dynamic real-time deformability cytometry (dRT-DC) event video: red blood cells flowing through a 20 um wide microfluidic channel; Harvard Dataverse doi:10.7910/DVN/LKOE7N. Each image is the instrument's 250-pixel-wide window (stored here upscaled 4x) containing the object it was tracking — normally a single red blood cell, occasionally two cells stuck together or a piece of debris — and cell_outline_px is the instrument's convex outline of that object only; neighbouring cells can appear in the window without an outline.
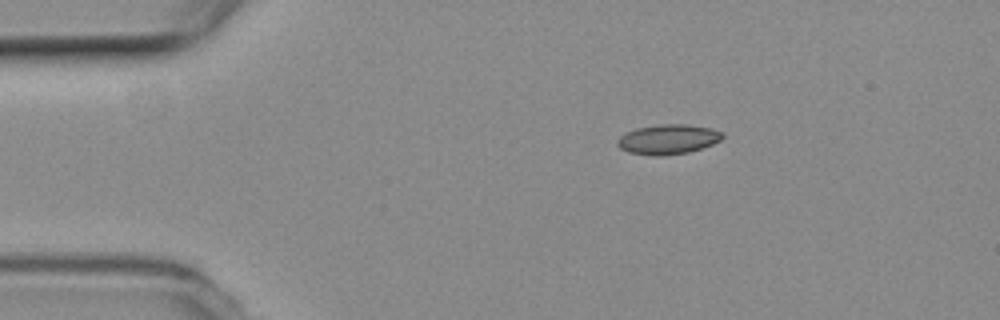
{"species": "common noctule bat (a hibernating species)", "species_latin": "Nyctalus noctula", "temperature_condition": "room temperature", "stored_images_in_passage": 46, "camera_frame_rate_fps": 3000, "um_per_image_px": 0.085, "animal": {"sex": "female", "body_mass_g": 19.3, "forearm_length_mm": 54.1}, "frame": {"image": 1, "passage_image": 1, "time_ms": 0.0, "image_size_px": [1000, 320], "cell_outline_px": [[724, 136], [720, 140], [712, 144], [688, 152], [664, 156], [652, 156], [628, 152], [620, 148], [616, 144], [616, 140], [620, 136], [636, 128], [660, 124], [684, 124], [712, 128], [724, 132]], "centroid_in_image_um": [56.77, 11.84], "position_along_channel_um": 28.2, "area_um2": 18.32}}
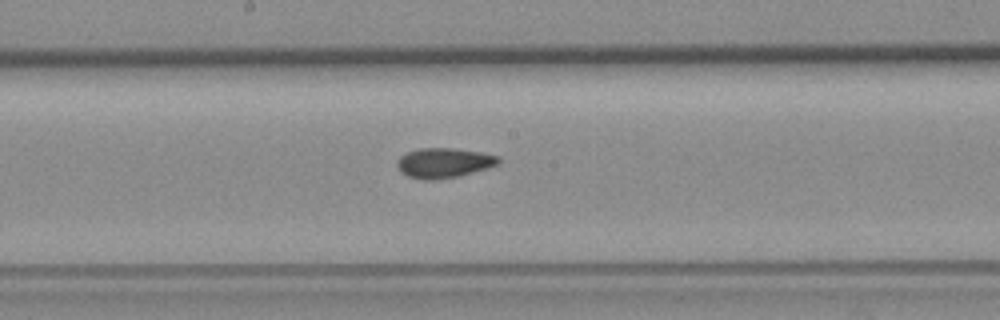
{"frame": {"image": 2, "passage_image": 20, "time_ms": 6.333, "image_size_px": [1000, 320], "cell_outline_px": [[500, 164], [472, 172], [456, 176], [436, 180], [424, 180], [408, 176], [400, 172], [396, 164], [396, 160], [400, 156], [408, 152], [420, 148], [452, 148], [480, 152], [500, 156]], "centroid_in_image_um": [37.71, 13.84], "position_along_channel_um": 210.5, "area_um2": 17.63}}
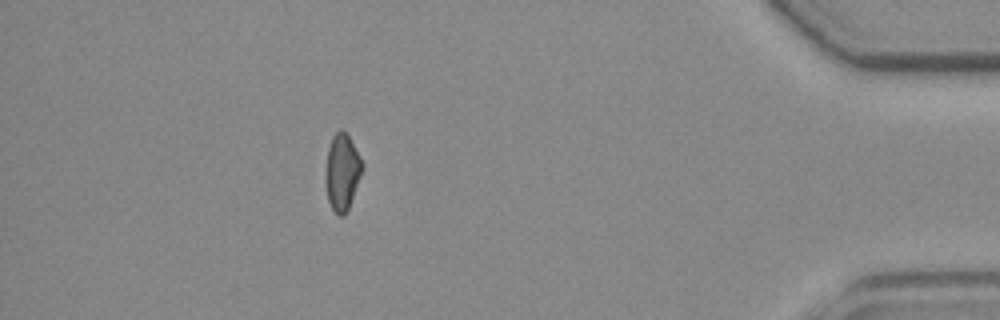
{"frame": {"image": 3, "passage_image": 40, "time_ms": 13.0, "image_size_px": [1000, 320], "cell_outline_px": [[364, 164], [360, 176], [348, 208], [344, 216], [340, 216], [332, 208], [328, 200], [324, 184], [324, 172], [328, 148], [332, 136], [340, 128], [348, 136]], "centroid_in_image_um": [29.04, 14.62], "position_along_channel_um": 406.2, "area_um2": 16.3}, "authors_computed_cell_mechanics": {"area_um2": 16.9354, "velocity_mm_per_s": 3.7631, "shape_relaxation_time_tau1_ms": null, "shape_relaxation_time_tau2_ms": 3.3329, "deformation_change_tau1": null, "deformation_change_tau2": 0.0902}}